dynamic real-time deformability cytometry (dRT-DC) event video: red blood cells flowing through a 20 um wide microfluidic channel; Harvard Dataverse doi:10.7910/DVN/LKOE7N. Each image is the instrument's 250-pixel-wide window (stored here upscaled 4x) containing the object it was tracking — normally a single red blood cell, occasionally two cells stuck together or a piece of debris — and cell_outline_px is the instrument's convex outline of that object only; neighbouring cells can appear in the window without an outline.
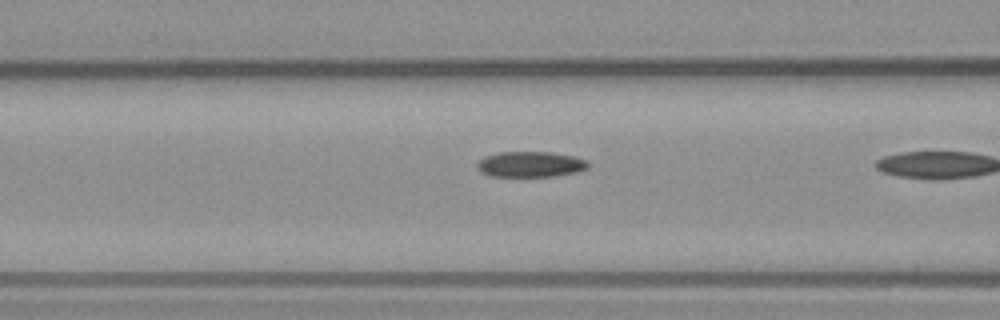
{"species": "common noctule bat (a hibernating species)", "species_latin": "Nyctalus noctula", "temperature_condition": "warm", "stored_images_in_passage": 17, "camera_frame_rate_fps": 3000, "um_per_image_px": 0.085, "animal": {"sex": "male", "body_mass_g": 23.1, "forearm_length_mm": 52.7}, "frame": {"image": 1, "passage_image": 16, "time_ms": 5.0, "image_size_px": [1000, 320], "cell_outline_px": [[588, 168], [576, 172], [556, 176], [492, 176], [480, 172], [476, 168], [476, 164], [484, 156], [500, 152], [552, 152], [572, 156], [588, 160]], "centroid_in_image_um": [45.07, 13.96], "position_along_channel_um": 121.5, "area_um2": 16.59}}